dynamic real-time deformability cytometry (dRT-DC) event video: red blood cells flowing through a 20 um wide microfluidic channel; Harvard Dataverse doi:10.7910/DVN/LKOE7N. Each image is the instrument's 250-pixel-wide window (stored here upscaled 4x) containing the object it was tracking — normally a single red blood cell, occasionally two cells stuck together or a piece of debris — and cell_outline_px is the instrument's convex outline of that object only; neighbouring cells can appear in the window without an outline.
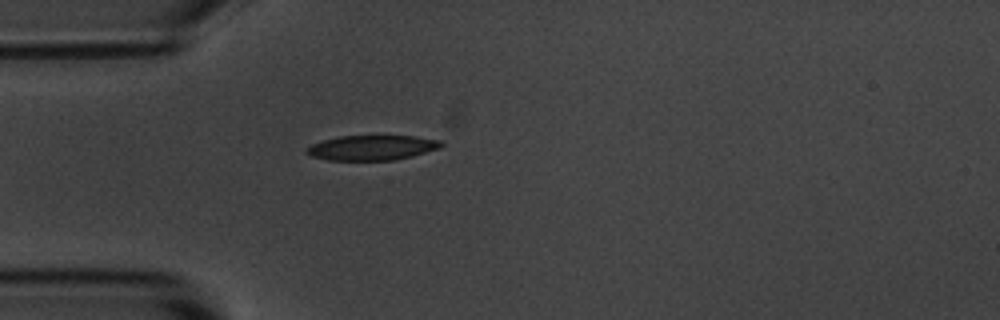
{"species": "common noctule bat (a hibernating species)", "species_latin": "Nyctalus noctula", "temperature_condition": "room temperature", "stored_images_in_passage": 1, "camera_frame_rate_fps": 3000, "um_per_image_px": 0.085, "animal": {"sex": "male", "body_mass_g": 20.1, "forearm_length_mm": 53.5}, "frame": {"image": 1, "passage_image": 1, "time_ms": 0.0, "image_size_px": [1000, 320], "cell_outline_px": [[444, 144], [440, 148], [412, 156], [396, 160], [328, 160], [312, 156], [304, 152], [304, 148], [312, 144], [324, 140], [340, 136], [416, 136], [444, 140]], "centroid_in_image_um": [31.65, 12.55], "position_along_channel_um": 53.4, "area_um2": 19.71}}